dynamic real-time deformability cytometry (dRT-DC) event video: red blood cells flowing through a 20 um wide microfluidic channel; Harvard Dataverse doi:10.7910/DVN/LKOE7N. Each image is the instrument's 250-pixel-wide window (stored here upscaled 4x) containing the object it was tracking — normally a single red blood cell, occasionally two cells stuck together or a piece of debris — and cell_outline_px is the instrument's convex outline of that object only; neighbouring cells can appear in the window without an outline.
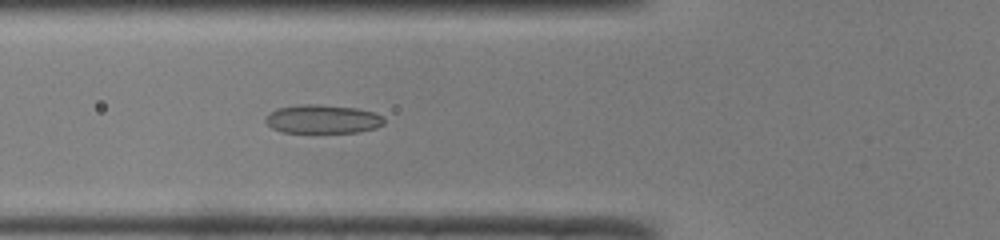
{"species": "common noctule bat (a hibernating species)", "species_latin": "Nyctalus noctula", "temperature_condition": "room temperature", "stored_images_in_passage": 42, "camera_frame_rate_fps": 3000, "um_per_image_px": 0.085, "animal": {"sex": "male", "body_mass_g": 19.0, "forearm_length_mm": 50.8}, "frame": {"image": 1, "passage_image": 11, "time_ms": 3.333, "image_size_px": [1000, 240], "cell_outline_px": [[384, 124], [376, 128], [360, 132], [284, 132], [272, 128], [264, 120], [268, 112], [276, 108], [300, 104], [316, 104], [356, 108], [372, 112], [380, 116], [384, 120]], "centroid_in_image_um": [27.38, 10.12], "position_along_channel_um": 98.4, "area_um2": 19.77}}
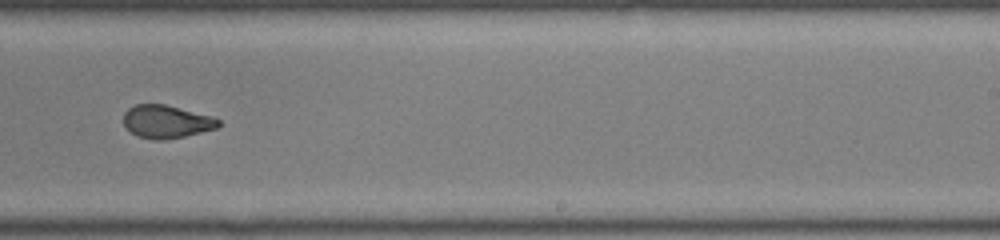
{"frame": {"image": 2, "passage_image": 24, "time_ms": 7.667, "image_size_px": [1000, 240], "cell_outline_px": [[220, 124], [216, 128], [184, 136], [164, 140], [152, 140], [136, 136], [124, 128], [124, 112], [128, 108], [136, 104], [164, 104], [212, 116], [220, 120]], "centroid_in_image_um": [14.1, 10.35], "position_along_channel_um": 274.9, "area_um2": 18.32}}
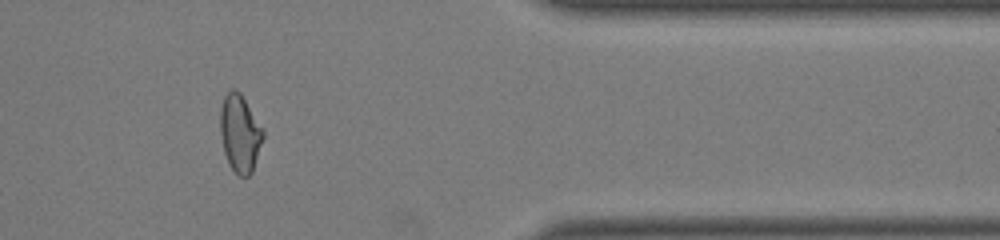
{"frame": {"image": 3, "passage_image": 34, "time_ms": 11.0, "image_size_px": [1000, 240], "cell_outline_px": [[264, 136], [252, 172], [248, 176], [236, 176], [228, 164], [224, 152], [220, 132], [220, 108], [224, 96], [232, 88], [240, 92], [264, 132]], "centroid_in_image_um": [20.37, 11.36], "position_along_channel_um": 391.0, "area_um2": 19.25}, "authors_computed_cell_mechanics": {"area_um2": 19.5364, "velocity_mm_per_s": 4.073, "shape_relaxation_time_tau1_ms": 9.0207, "shape_relaxation_time_tau2_ms": 1.3237, "deformation_change_tau1": 0.2372, "deformation_change_tau2": 0.0579}}